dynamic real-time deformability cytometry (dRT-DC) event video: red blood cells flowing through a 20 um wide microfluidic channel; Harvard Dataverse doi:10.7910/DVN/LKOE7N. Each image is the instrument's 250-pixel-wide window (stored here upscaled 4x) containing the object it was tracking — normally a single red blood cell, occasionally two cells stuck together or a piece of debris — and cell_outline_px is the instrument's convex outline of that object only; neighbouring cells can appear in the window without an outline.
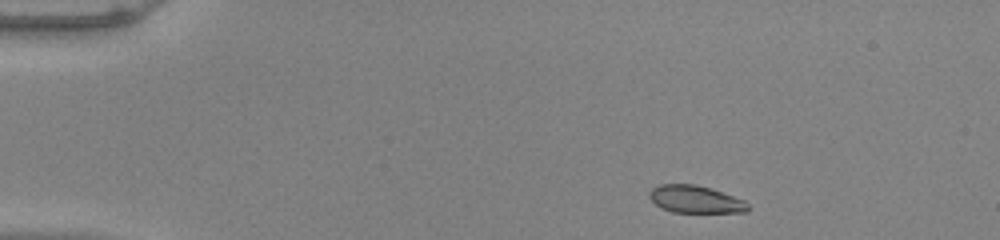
{"species": "common noctule bat (a hibernating species)", "species_latin": "Nyctalus noctula", "temperature_condition": "warm", "stored_images_in_passage": 45, "camera_frame_rate_fps": 3000, "um_per_image_px": 0.085, "animal": {"sex": "male", "body_mass_g": 20.0, "forearm_length_mm": 53.3}, "frame": {"image": 1, "passage_image": 1, "time_ms": 0.0, "image_size_px": [1000, 240], "cell_outline_px": [[752, 208], [748, 212], [672, 212], [660, 208], [648, 196], [648, 192], [652, 188], [660, 184], [696, 184], [712, 188], [744, 200]], "centroid_in_image_um": [59.12, 16.94], "position_along_channel_um": 25.9, "area_um2": 15.95}}
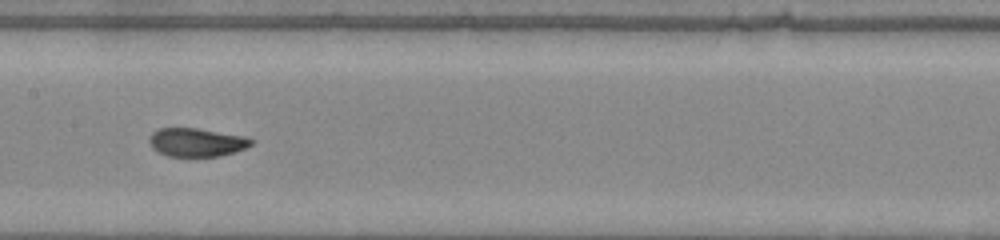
{"frame": {"image": 2, "passage_image": 20, "time_ms": 6.333, "image_size_px": [1000, 240], "cell_outline_px": [[256, 140], [252, 144], [236, 152], [220, 156], [168, 156], [156, 152], [152, 148], [148, 140], [148, 136], [152, 132], [160, 128], [196, 128], [244, 136]], "centroid_in_image_um": [16.68, 12.1], "position_along_channel_um": 190.7, "area_um2": 17.05}}
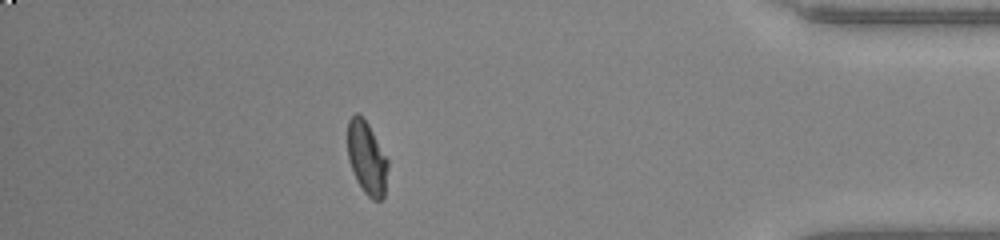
{"frame": {"image": 3, "passage_image": 39, "time_ms": 12.667, "image_size_px": [1000, 240], "cell_outline_px": [[388, 168], [384, 196], [380, 200], [372, 200], [364, 192], [356, 180], [348, 160], [348, 120], [356, 112], [368, 124], [388, 160]], "centroid_in_image_um": [31.18, 13.46], "position_along_channel_um": 404.0, "area_um2": 16.99}, "authors_computed_cell_mechanics": {"area_um2": 17.1666, "velocity_mm_per_s": 3.9845, "shape_relaxation_time_tau1_ms": 5.0082, "shape_relaxation_time_tau2_ms": null, "deformation_change_tau1": 0.2078, "deformation_change_tau2": null}}